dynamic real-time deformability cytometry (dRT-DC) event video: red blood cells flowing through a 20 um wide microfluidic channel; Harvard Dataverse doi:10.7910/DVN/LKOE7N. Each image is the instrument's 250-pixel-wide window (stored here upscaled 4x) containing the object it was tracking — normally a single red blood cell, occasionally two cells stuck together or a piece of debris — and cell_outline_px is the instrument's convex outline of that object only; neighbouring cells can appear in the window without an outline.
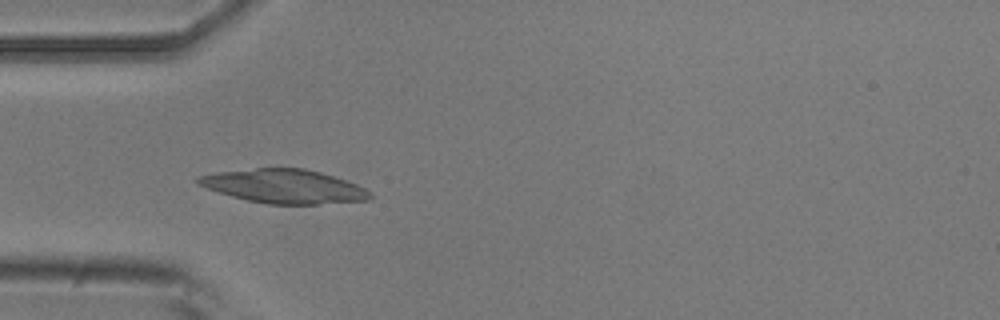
{"species": "common noctule bat (a hibernating species)", "species_latin": "Nyctalus noctula", "temperature_condition": "room temperature", "stored_images_in_passage": 7, "camera_frame_rate_fps": 3000, "um_per_image_px": 0.085, "animal": {"sex": "male", "body_mass_g": 20.5, "forearm_length_mm": 52.5}, "frame": {"image": 1, "passage_image": 4, "time_ms": 4.333, "image_size_px": [1000, 320], "cell_outline_px": [[372, 200], [320, 204], [268, 204], [248, 200], [232, 196], [196, 184], [196, 176], [216, 172], [256, 168], [304, 168], [320, 172], [356, 184], [364, 188], [372, 196]], "centroid_in_image_um": [24.13, 15.84], "position_along_channel_um": 60.9, "area_um2": 33.7}}
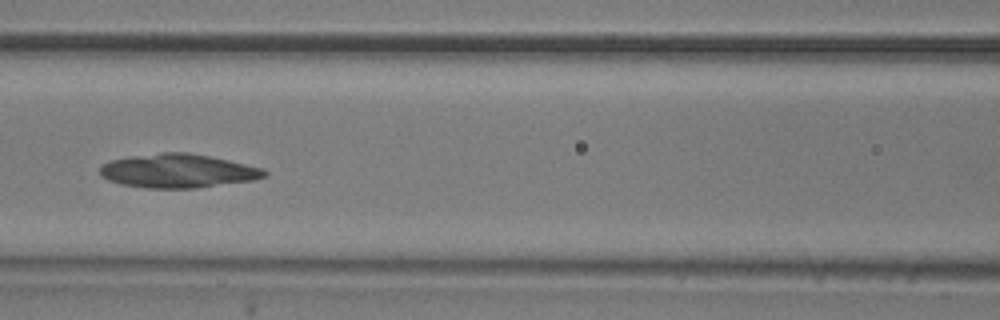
{"frame": {"image": 2, "passage_image": 6, "time_ms": 6.667, "image_size_px": [1000, 320], "cell_outline_px": [[268, 176], [252, 180], [196, 188], [144, 188], [120, 184], [108, 180], [100, 176], [100, 168], [104, 164], [112, 160], [132, 156], [160, 152], [188, 152], [228, 160], [264, 168], [268, 172]], "centroid_in_image_um": [15.13, 14.53], "position_along_channel_um": 151.5, "area_um2": 32.43}}
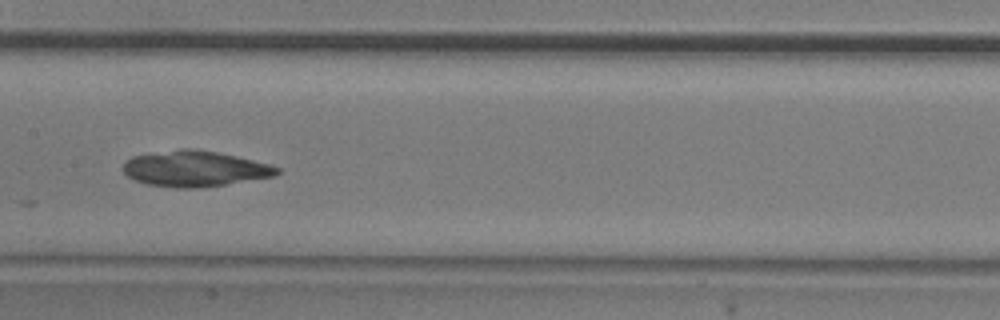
{"frame": {"image": 3, "passage_image": 7, "time_ms": 7.667, "image_size_px": [1000, 320], "cell_outline_px": [[280, 172], [276, 176], [200, 188], [176, 188], [148, 184], [136, 180], [128, 176], [124, 172], [124, 164], [132, 156], [180, 148], [196, 148], [236, 156], [268, 164], [280, 168]], "centroid_in_image_um": [16.57, 14.34], "position_along_channel_um": 190.8, "area_um2": 31.91}}